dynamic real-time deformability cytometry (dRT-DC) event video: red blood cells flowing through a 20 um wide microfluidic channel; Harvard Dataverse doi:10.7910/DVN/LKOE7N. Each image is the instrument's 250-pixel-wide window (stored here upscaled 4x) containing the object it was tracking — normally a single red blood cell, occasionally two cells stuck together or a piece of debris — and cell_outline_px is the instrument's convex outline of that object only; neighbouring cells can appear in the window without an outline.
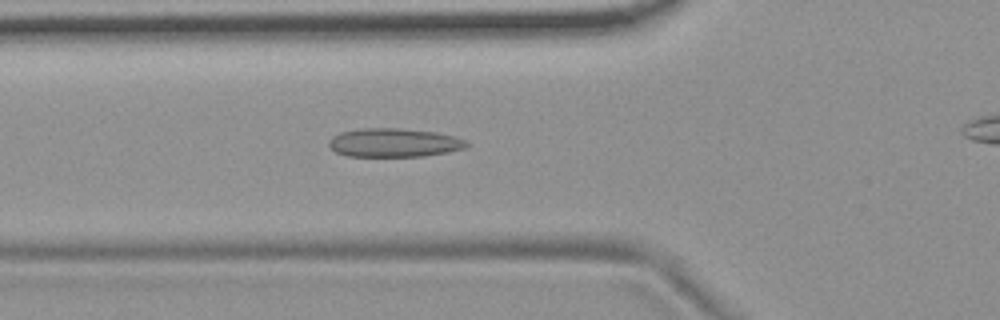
{"species": "common noctule bat (a hibernating species)", "species_latin": "Nyctalus noctula", "temperature_condition": "room temperature", "stored_images_in_passage": 38, "camera_frame_rate_fps": 3000, "um_per_image_px": 0.085, "animal": {"sex": "female", "body_mass_g": 19.9}, "frame": {"image": 1, "passage_image": 15, "time_ms": 4.667, "image_size_px": [1000, 320], "cell_outline_px": [[468, 144], [464, 148], [448, 152], [424, 156], [348, 156], [336, 152], [328, 144], [328, 140], [332, 136], [340, 132], [364, 128], [400, 128], [436, 132], [456, 136], [464, 140]], "centroid_in_image_um": [33.48, 12.12], "position_along_channel_um": 92.3, "area_um2": 23.0}}
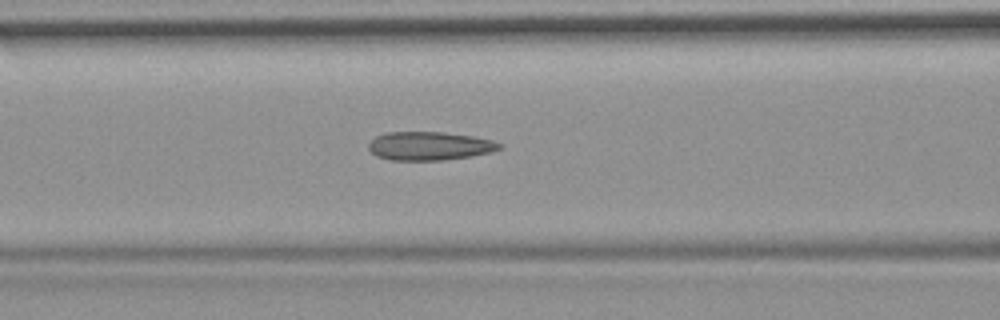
{"frame": {"image": 2, "passage_image": 18, "time_ms": 5.667, "image_size_px": [1000, 320], "cell_outline_px": [[504, 148], [492, 152], [472, 156], [444, 160], [392, 160], [376, 156], [368, 148], [368, 144], [376, 136], [384, 132], [440, 132], [472, 136], [492, 140], [504, 144]], "centroid_in_image_um": [36.54, 12.41], "position_along_channel_um": 130.1, "area_um2": 21.91}}
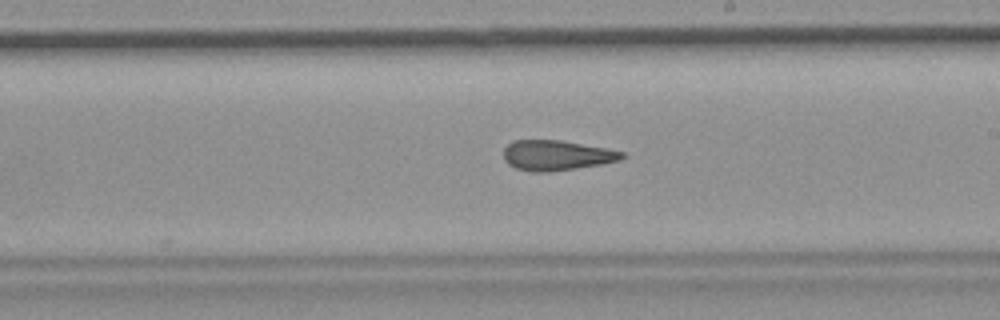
{"frame": {"image": 3, "passage_image": 27, "time_ms": 8.667, "image_size_px": [1000, 320], "cell_outline_px": [[624, 156], [620, 160], [600, 164], [552, 172], [532, 172], [516, 168], [508, 164], [504, 160], [504, 148], [512, 140], [560, 140], [608, 148], [624, 152]], "centroid_in_image_um": [47.29, 13.2], "position_along_channel_um": 241.7, "area_um2": 20.87}}